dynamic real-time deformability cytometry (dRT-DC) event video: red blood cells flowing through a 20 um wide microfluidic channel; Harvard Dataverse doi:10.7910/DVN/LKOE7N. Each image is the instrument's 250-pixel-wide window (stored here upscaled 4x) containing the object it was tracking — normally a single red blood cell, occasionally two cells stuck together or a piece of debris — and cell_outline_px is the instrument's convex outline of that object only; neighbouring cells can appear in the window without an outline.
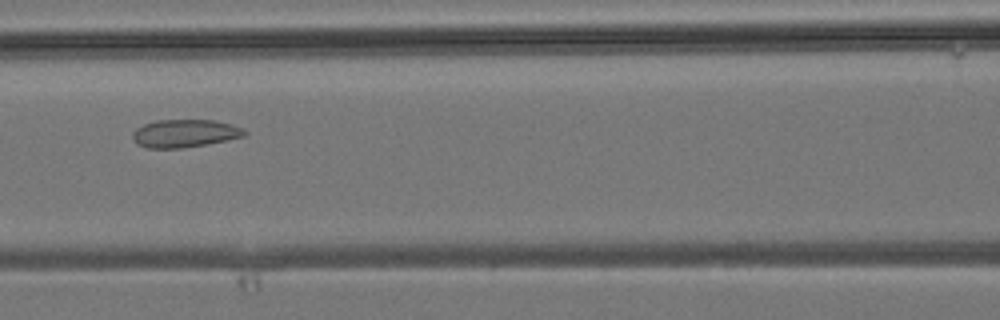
{"species": "common noctule bat (a hibernating species)", "species_latin": "Nyctalus noctula", "temperature_condition": "room temperature", "stored_images_in_passage": 31, "camera_frame_rate_fps": 3000, "um_per_image_px": 0.085, "animal": {"sex": "male", "body_mass_g": 19.2, "forearm_length_mm": 51.8}, "frame": {"image": 1, "passage_image": 6, "time_ms": 1.667, "image_size_px": [1000, 320], "cell_outline_px": [[248, 132], [244, 136], [228, 140], [208, 144], [184, 148], [148, 148], [136, 144], [132, 136], [132, 132], [136, 128], [144, 124], [156, 120], [216, 120], [232, 124], [244, 128]], "centroid_in_image_um": [15.72, 11.34], "position_along_channel_um": 150.9, "area_um2": 18.44}}
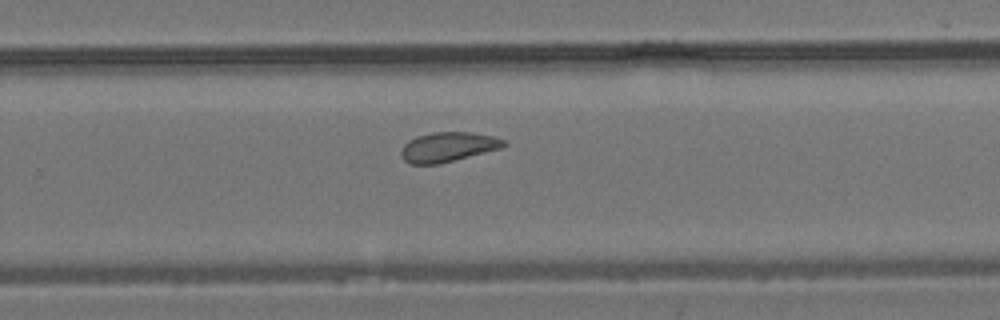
{"frame": {"image": 2, "passage_image": 15, "time_ms": 4.667, "image_size_px": [1000, 320], "cell_outline_px": [[508, 144], [500, 148], [436, 164], [412, 164], [404, 160], [400, 156], [400, 152], [404, 144], [408, 140], [416, 136], [432, 132], [468, 132], [496, 136], [504, 140]], "centroid_in_image_um": [38.04, 12.47], "position_along_channel_um": 291.8, "area_um2": 17.57}}
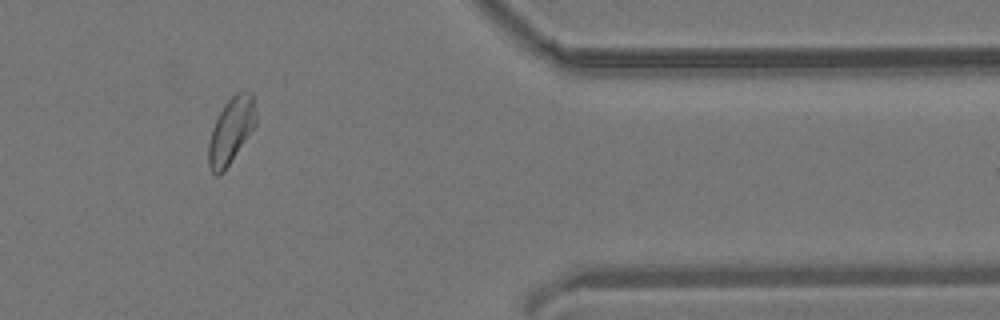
{"frame": {"image": 3, "passage_image": 23, "time_ms": 7.333, "image_size_px": [1000, 320], "cell_outline_px": [[256, 124], [224, 172], [220, 176], [216, 176], [212, 172], [208, 164], [208, 144], [212, 128], [224, 104], [236, 92], [252, 92], [256, 112]], "centroid_in_image_um": [19.63, 11.12], "position_along_channel_um": 391.8, "area_um2": 18.15}}